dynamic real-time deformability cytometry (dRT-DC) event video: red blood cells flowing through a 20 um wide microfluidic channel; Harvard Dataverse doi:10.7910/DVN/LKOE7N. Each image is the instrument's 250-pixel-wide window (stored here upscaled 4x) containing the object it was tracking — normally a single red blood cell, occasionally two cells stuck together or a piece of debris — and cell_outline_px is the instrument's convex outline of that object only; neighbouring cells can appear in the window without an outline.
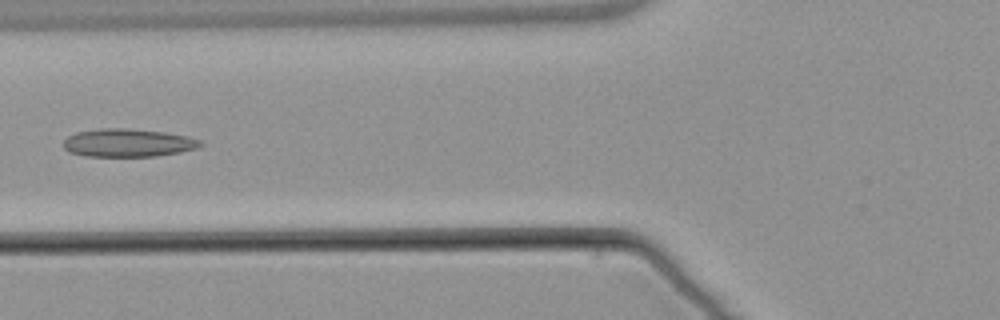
{"species": "common noctule bat (a hibernating species)", "species_latin": "Nyctalus noctula", "temperature_condition": "warm", "stored_images_in_passage": 5, "camera_frame_rate_fps": 3000, "um_per_image_px": 0.085, "animal": {"sex": "male", "body_mass_g": 21.5, "forearm_length_mm": 52.0}, "frame": {"image": 1, "passage_image": 5, "time_ms": 4.667, "image_size_px": [1000, 320], "cell_outline_px": [[204, 144], [200, 148], [180, 152], [156, 156], [84, 156], [68, 152], [64, 148], [64, 140], [68, 136], [76, 132], [100, 128], [124, 128], [164, 132], [188, 136], [200, 140]], "centroid_in_image_um": [10.89, 12.14], "position_along_channel_um": 114.9, "area_um2": 22.54}}